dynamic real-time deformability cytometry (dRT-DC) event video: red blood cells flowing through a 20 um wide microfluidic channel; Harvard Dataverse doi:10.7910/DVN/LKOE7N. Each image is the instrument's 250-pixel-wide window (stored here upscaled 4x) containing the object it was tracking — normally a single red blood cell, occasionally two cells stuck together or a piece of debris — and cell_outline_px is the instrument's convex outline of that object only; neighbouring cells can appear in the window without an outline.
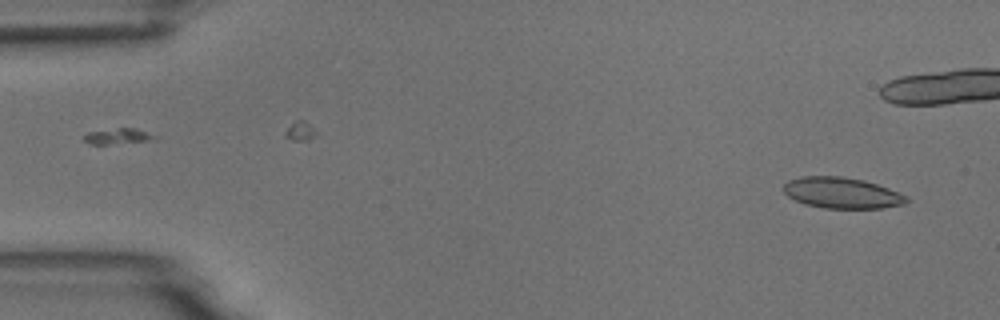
{"species": "common noctule bat (a hibernating species)", "species_latin": "Nyctalus noctula", "temperature_condition": "room temperature", "stored_images_in_passage": 9, "camera_frame_rate_fps": 3000, "um_per_image_px": 0.085, "animal": {"sex": "male", "body_mass_g": 18.8}, "frame": {"image": 1, "passage_image": 1, "time_ms": 0.0, "image_size_px": [1000, 320], "cell_outline_px": [[908, 200], [904, 204], [880, 208], [824, 208], [804, 204], [788, 196], [784, 192], [784, 184], [788, 180], [800, 176], [840, 176], [864, 180], [888, 188], [908, 196]], "centroid_in_image_um": [71.54, 16.39], "position_along_channel_um": 13.5, "area_um2": 22.14}}